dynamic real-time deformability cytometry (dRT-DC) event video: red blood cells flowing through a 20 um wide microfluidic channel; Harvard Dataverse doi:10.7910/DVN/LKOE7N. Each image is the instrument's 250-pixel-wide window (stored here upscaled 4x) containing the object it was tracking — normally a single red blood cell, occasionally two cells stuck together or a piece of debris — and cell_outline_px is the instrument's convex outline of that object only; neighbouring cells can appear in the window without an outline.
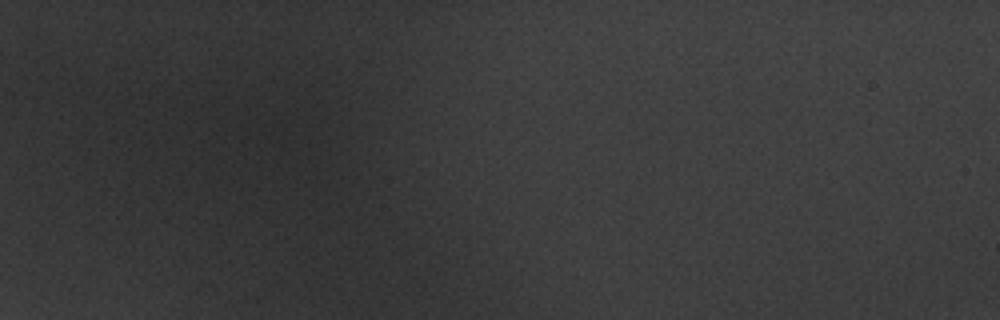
{"species": "common noctule bat (a hibernating species)", "species_latin": "Nyctalus noctula", "temperature_condition": "warm", "stored_images_in_passage": 2, "camera_frame_rate_fps": 3000, "um_per_image_px": 0.085, "animal": {"sex": "male", "body_mass_g": 20.1, "forearm_length_mm": 53.5}, "frame": {"image": 1, "passage_image": 1, "time_ms": 0.0, "image_size_px": [1000, 320], "cell_outline_px": [[328, 148], [316, 168], [308, 172], [276, 148], [272, 144], [296, 116], [308, 124]], "centroid_in_image_um": [25.61, 12.3], "position_along_channel_um": 59.4, "area_um2": 12.14}}